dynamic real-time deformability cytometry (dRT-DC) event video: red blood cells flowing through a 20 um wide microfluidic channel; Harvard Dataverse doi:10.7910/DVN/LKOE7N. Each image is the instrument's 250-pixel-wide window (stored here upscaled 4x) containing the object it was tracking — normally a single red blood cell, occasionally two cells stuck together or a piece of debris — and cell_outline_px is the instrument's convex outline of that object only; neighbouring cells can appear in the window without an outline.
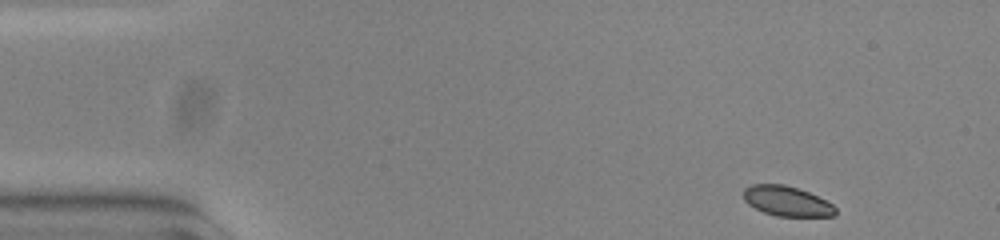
{"species": "common noctule bat (a hibernating species)", "species_latin": "Nyctalus noctula", "temperature_condition": "warm", "stored_images_in_passage": 50, "camera_frame_rate_fps": 3000, "um_per_image_px": 0.085, "animal": {"sex": "female", "body_mass_g": 23.0, "forearm_length_mm": 53.4}, "frame": {"image": 1, "passage_image": 1, "time_ms": 0.0, "image_size_px": [1000, 240], "cell_outline_px": [[836, 212], [832, 216], [776, 216], [764, 212], [748, 204], [744, 200], [744, 188], [752, 184], [784, 184], [808, 192], [832, 204], [836, 208]], "centroid_in_image_um": [66.85, 17.09], "position_along_channel_um": 18.1, "area_um2": 15.84}}
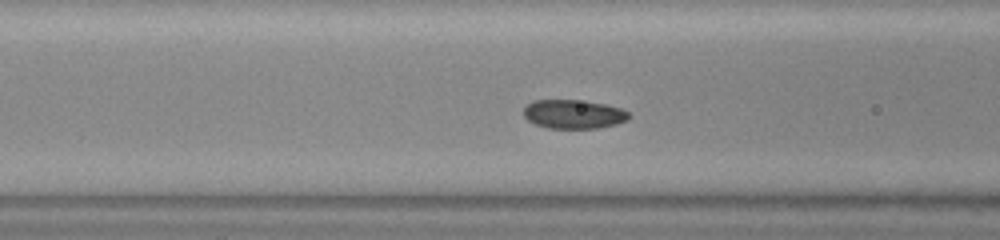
{"frame": {"image": 2, "passage_image": 17, "time_ms": 5.333, "image_size_px": [1000, 240], "cell_outline_px": [[632, 116], [628, 120], [616, 124], [596, 128], [548, 128], [536, 124], [528, 120], [524, 116], [524, 108], [532, 100], [576, 100], [604, 104], [620, 108], [628, 112]], "centroid_in_image_um": [48.76, 9.7], "position_along_channel_um": 117.8, "area_um2": 17.63}}
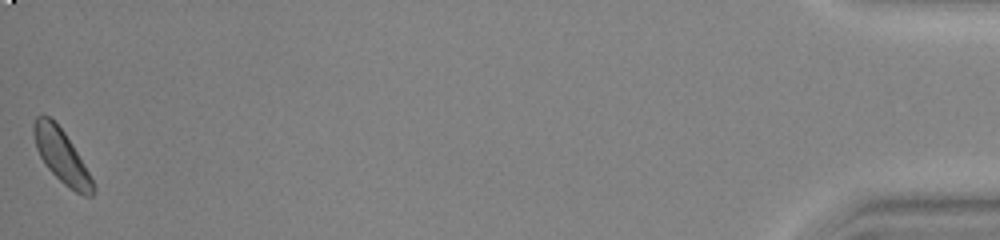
{"frame": {"image": 3, "passage_image": 50, "time_ms": 16.333, "image_size_px": [1000, 240], "cell_outline_px": [[96, 188], [92, 196], [84, 196], [76, 192], [64, 184], [44, 164], [36, 148], [32, 132], [32, 124], [36, 116], [48, 116], [64, 132], [72, 144], [84, 164]], "centroid_in_image_um": [5.21, 13.27], "position_along_channel_um": 430.0, "area_um2": 18.15}}